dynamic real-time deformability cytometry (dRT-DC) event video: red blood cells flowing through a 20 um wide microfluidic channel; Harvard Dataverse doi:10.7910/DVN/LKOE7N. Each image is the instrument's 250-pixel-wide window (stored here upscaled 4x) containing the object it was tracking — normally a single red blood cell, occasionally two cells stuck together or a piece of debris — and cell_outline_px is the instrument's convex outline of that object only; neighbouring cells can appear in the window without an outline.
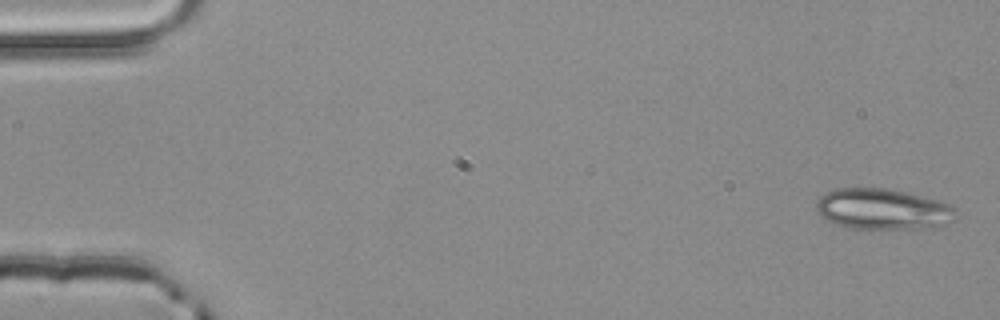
{"species": "common noctule bat (a hibernating species)", "species_latin": "Nyctalus noctula", "temperature_condition": "room temperature", "stored_images_in_passage": 4, "camera_frame_rate_fps": 3000, "um_per_image_px": 0.085, "animal": {"sex": "male", "body_mass_g": 20.4}, "frame": {"image": 1, "passage_image": 1, "time_ms": 0.0, "image_size_px": [1000, 320], "cell_outline_px": [[956, 212], [944, 224], [936, 228], [852, 228], [836, 224], [820, 216], [816, 212], [816, 200], [824, 192], [836, 188], [888, 188], [952, 204], [956, 208]], "centroid_in_image_um": [74.98, 17.76], "position_along_channel_um": 10.0, "area_um2": 33.06}}